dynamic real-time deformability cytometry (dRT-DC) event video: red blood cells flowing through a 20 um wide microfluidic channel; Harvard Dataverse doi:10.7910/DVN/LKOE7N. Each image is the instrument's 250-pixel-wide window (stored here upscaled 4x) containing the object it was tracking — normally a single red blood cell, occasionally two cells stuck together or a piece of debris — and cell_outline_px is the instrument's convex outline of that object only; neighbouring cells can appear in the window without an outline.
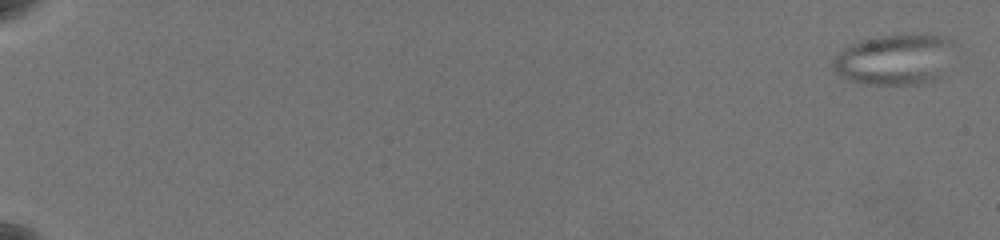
{"species": "common noctule bat (a hibernating species)", "species_latin": "Nyctalus noctula", "temperature_condition": "warm", "stored_images_in_passage": 19, "camera_frame_rate_fps": 3000, "um_per_image_px": 0.085, "animal": {"sex": "female", "body_mass_g": 19.5, "forearm_length_mm": 54.1}, "frame": {"image": 1, "passage_image": 1, "time_ms": 0.0, "image_size_px": [1000, 240], "cell_outline_px": [[956, 44], [936, 80], [916, 84], [860, 84], [848, 80], [836, 72], [832, 64], [832, 60], [844, 48], [860, 40], [896, 32], [936, 32], [952, 40]], "centroid_in_image_um": [76.07, 4.98], "position_along_channel_um": 8.9, "area_um2": 36.7}}